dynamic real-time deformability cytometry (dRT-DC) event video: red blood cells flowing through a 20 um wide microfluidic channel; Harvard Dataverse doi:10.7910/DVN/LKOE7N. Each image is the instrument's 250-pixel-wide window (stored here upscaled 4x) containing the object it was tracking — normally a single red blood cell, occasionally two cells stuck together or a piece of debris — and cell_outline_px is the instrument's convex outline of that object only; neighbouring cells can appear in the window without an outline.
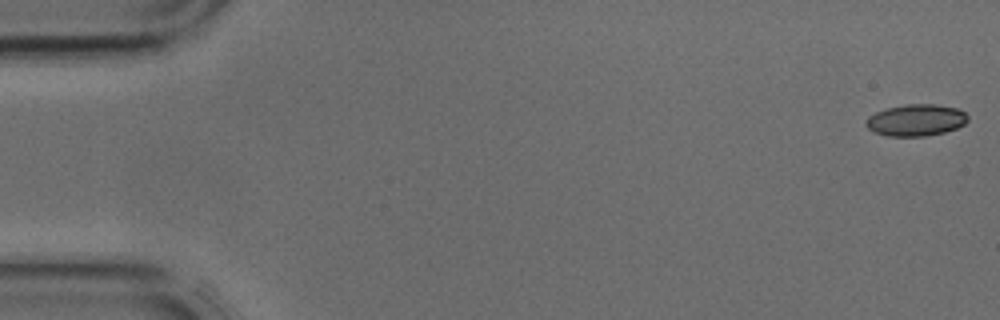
{"species": "common noctule bat (a hibernating species)", "species_latin": "Nyctalus noctula", "temperature_condition": "cold", "stored_images_in_passage": 43, "camera_frame_rate_fps": 3000, "um_per_image_px": 0.085, "animal": {"sex": "male", "body_mass_g": 17.9, "forearm_length_mm": 54.2}, "frame": {"image": 1, "passage_image": 1, "time_ms": 0.0, "image_size_px": [1000, 320], "cell_outline_px": [[968, 120], [964, 124], [956, 128], [944, 132], [924, 136], [888, 136], [872, 132], [864, 124], [868, 116], [876, 112], [888, 108], [904, 104], [936, 104], [956, 108], [964, 112], [968, 116]], "centroid_in_image_um": [77.83, 10.21], "position_along_channel_um": 7.2, "area_um2": 18.84}}
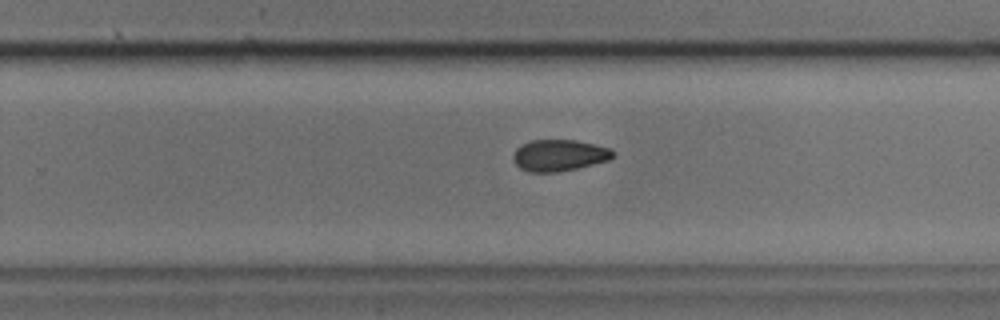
{"frame": {"image": 2, "passage_image": 27, "time_ms": 8.667, "image_size_px": [1000, 320], "cell_outline_px": [[616, 156], [608, 160], [576, 168], [556, 172], [528, 172], [520, 168], [512, 160], [512, 156], [516, 148], [520, 144], [532, 140], [576, 140], [596, 144], [612, 148], [616, 152]], "centroid_in_image_um": [47.54, 13.19], "position_along_channel_um": 282.3, "area_um2": 18.55}}
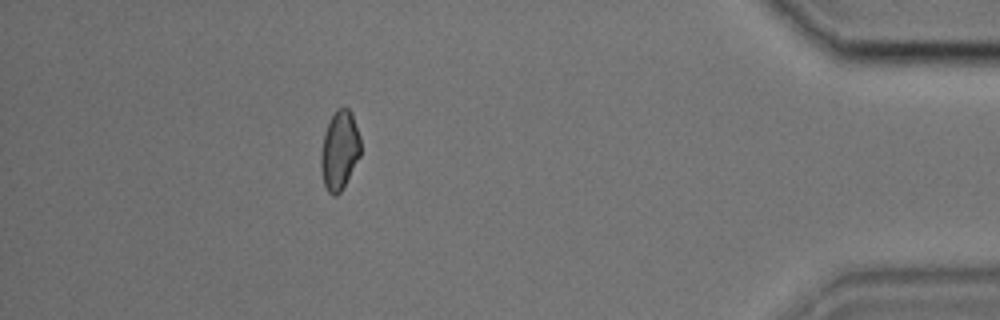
{"frame": {"image": 3, "passage_image": 38, "time_ms": 12.333, "image_size_px": [1000, 320], "cell_outline_px": [[360, 156], [340, 192], [336, 196], [332, 196], [328, 192], [324, 184], [320, 168], [320, 152], [324, 132], [336, 108], [348, 108], [352, 112], [360, 136]], "centroid_in_image_um": [28.84, 12.77], "position_along_channel_um": 406.4, "area_um2": 18.32}}